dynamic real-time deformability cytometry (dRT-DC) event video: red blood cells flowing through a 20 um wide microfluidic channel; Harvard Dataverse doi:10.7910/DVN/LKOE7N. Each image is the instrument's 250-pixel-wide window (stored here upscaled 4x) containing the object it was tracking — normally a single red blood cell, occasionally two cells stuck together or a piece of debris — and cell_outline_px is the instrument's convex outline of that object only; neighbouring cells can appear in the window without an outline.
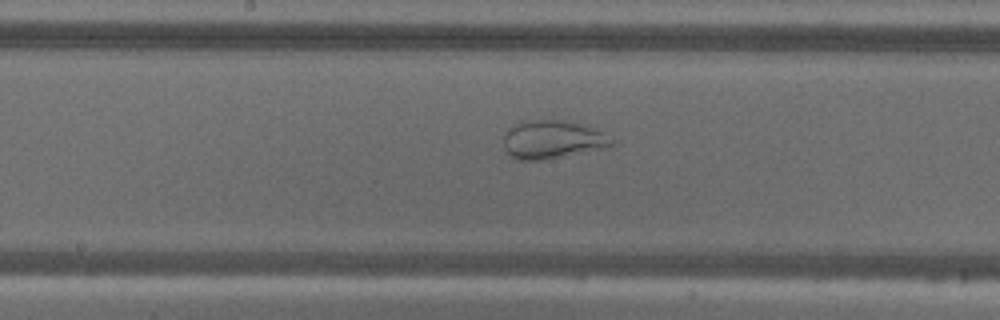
{"species": "common noctule bat (a hibernating species)", "species_latin": "Nyctalus noctula", "temperature_condition": "warm", "stored_images_in_passage": 56, "camera_frame_rate_fps": 3000, "um_per_image_px": 0.085, "animal": {"sex": "male", "body_mass_g": 18.8}, "frame": {"image": 1, "passage_image": 29, "time_ms": 9.333, "image_size_px": [1000, 320], "cell_outline_px": [[616, 144], [608, 148], [544, 160], [516, 160], [504, 148], [504, 136], [516, 124], [528, 120], [564, 120], [604, 132]], "centroid_in_image_um": [47.0, 11.89], "position_along_channel_um": 201.2, "area_um2": 23.93}}
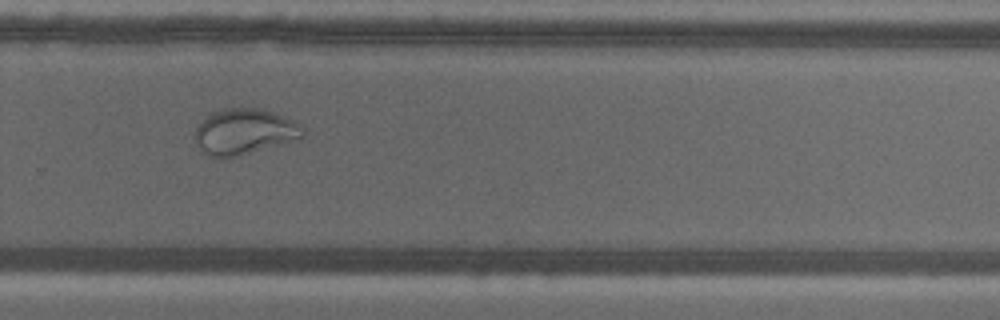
{"frame": {"image": 2, "passage_image": 38, "time_ms": 12.333, "image_size_px": [1000, 320], "cell_outline_px": [[304, 136], [300, 140], [240, 156], [220, 160], [208, 156], [196, 144], [196, 128], [208, 116], [224, 108], [260, 108], [296, 120], [304, 128]], "centroid_in_image_um": [20.84, 11.23], "position_along_channel_um": 309.0, "area_um2": 29.25}}
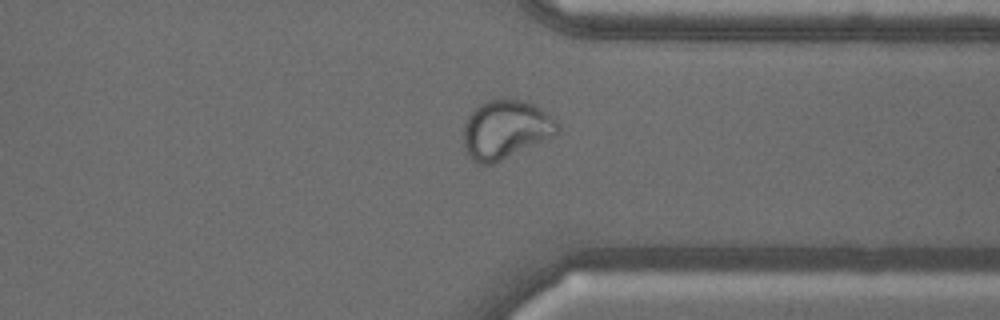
{"frame": {"image": 3, "passage_image": 43, "time_ms": 14.0, "image_size_px": [1000, 320], "cell_outline_px": [[560, 132], [544, 140], [492, 164], [476, 164], [468, 156], [464, 148], [464, 120], [484, 100], [500, 96], [524, 100], [536, 104], [552, 116], [560, 124]], "centroid_in_image_um": [42.97, 10.95], "position_along_channel_um": 368.4, "area_um2": 32.71}}